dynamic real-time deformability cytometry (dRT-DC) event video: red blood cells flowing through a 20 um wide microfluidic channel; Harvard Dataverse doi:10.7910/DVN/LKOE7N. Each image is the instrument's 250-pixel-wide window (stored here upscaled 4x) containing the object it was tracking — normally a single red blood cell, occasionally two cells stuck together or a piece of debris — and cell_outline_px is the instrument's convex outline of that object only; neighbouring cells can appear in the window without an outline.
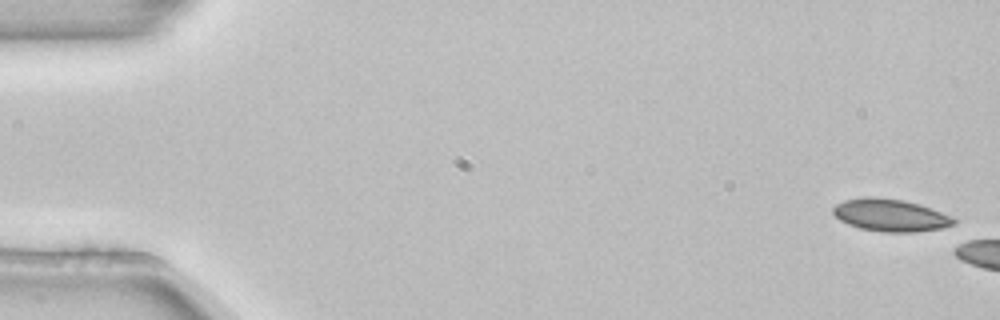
{"species": "common noctule bat (a hibernating species)", "species_latin": "Nyctalus noctula", "temperature_condition": "room temperature", "stored_images_in_passage": 6, "camera_frame_rate_fps": 3000, "um_per_image_px": 0.085, "animal": {"sex": "female", "body_mass_g": 22.7, "forearm_length_mm": 54.2}, "frame": {"image": 1, "passage_image": 1, "time_ms": 0.0, "image_size_px": [1000, 320], "cell_outline_px": [[956, 224], [940, 228], [916, 232], [880, 232], [860, 228], [848, 224], [840, 220], [832, 212], [832, 208], [836, 204], [844, 200], [864, 196], [876, 196], [904, 200], [920, 204], [952, 216], [956, 220]], "centroid_in_image_um": [75.67, 18.28], "position_along_channel_um": 9.3, "area_um2": 23.0}}
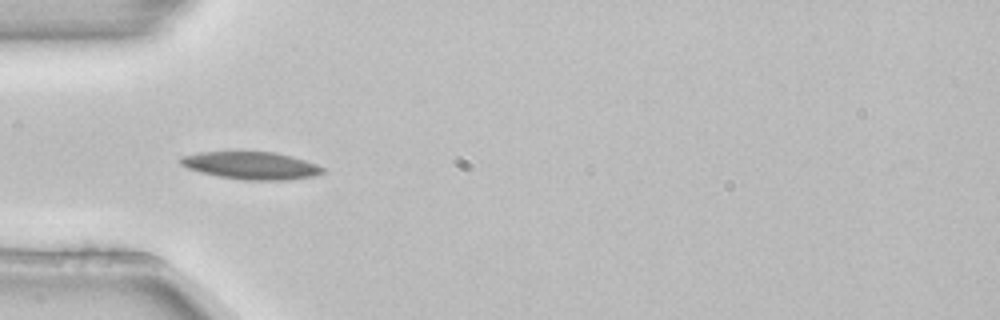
{"frame": {"image": 2, "passage_image": 5, "time_ms": 1.333, "image_size_px": [1000, 320], "cell_outline_px": [[324, 172], [316, 176], [284, 180], [244, 180], [220, 176], [188, 168], [180, 164], [176, 160], [180, 156], [200, 152], [276, 152], [292, 156], [316, 164], [324, 168]], "centroid_in_image_um": [21.35, 14.06], "position_along_channel_um": 63.7, "area_um2": 22.72}}